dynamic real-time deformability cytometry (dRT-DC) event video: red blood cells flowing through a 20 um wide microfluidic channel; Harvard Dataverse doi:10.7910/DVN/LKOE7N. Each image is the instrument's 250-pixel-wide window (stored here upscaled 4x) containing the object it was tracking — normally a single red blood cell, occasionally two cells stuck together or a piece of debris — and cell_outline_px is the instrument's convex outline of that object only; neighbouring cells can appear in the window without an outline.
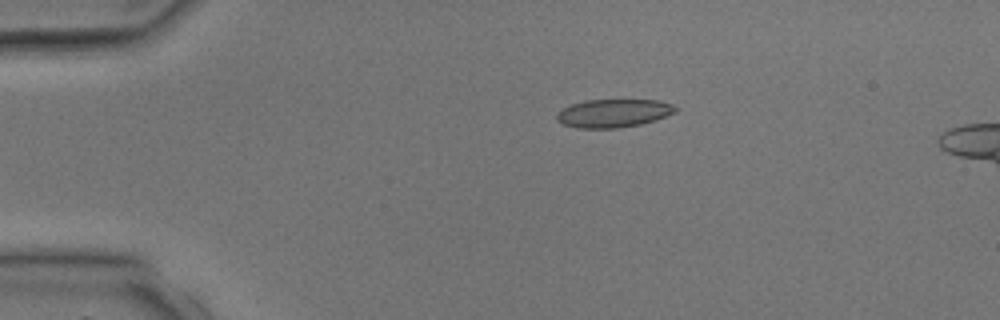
{"species": "common noctule bat (a hibernating species)", "species_latin": "Nyctalus noctula", "temperature_condition": "room temperature", "stored_images_in_passage": 4, "camera_frame_rate_fps": 3000, "um_per_image_px": 0.085, "animal": {"sex": "male", "body_mass_g": 17.9, "forearm_length_mm": 54.2}, "frame": {"image": 1, "passage_image": 4, "time_ms": 4.667, "image_size_px": [1000, 320], "cell_outline_px": [[676, 112], [656, 120], [640, 124], [616, 128], [580, 128], [564, 124], [556, 120], [556, 116], [564, 108], [572, 104], [584, 100], [660, 100], [672, 104], [676, 108]], "centroid_in_image_um": [52.17, 9.62], "position_along_channel_um": 32.8, "area_um2": 19.36}}